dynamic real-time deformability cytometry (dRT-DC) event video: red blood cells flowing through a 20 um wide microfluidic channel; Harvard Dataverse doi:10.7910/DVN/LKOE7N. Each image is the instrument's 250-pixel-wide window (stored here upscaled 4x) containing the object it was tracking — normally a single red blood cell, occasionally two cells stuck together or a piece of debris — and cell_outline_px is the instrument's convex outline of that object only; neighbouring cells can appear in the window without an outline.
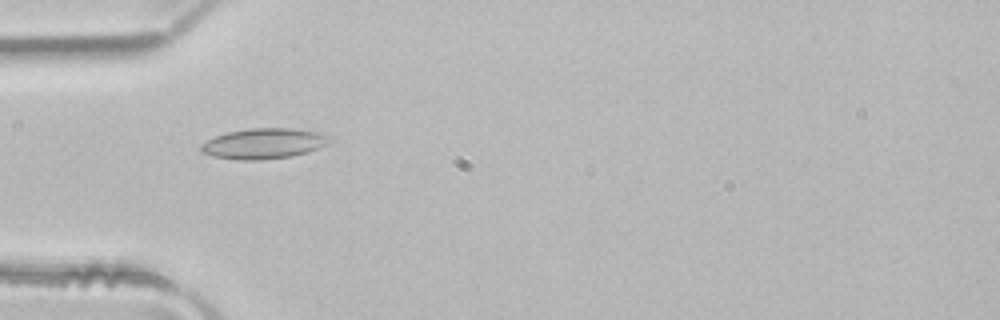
{"species": "common noctule bat (a hibernating species)", "species_latin": "Nyctalus noctula", "temperature_condition": "room temperature", "stored_images_in_passage": 5, "camera_frame_rate_fps": 3000, "um_per_image_px": 0.085, "animal": {"sex": "male", "body_mass_g": 21.5, "forearm_length_mm": 52.0}, "frame": {"image": 1, "passage_image": 4, "time_ms": 1.0, "image_size_px": [1000, 320], "cell_outline_px": [[332, 140], [316, 148], [292, 156], [260, 160], [240, 160], [212, 156], [200, 152], [200, 144], [216, 136], [228, 132], [252, 128], [292, 128], [316, 132], [332, 136]], "centroid_in_image_um": [22.38, 12.2], "position_along_channel_um": 62.6, "area_um2": 22.6}}
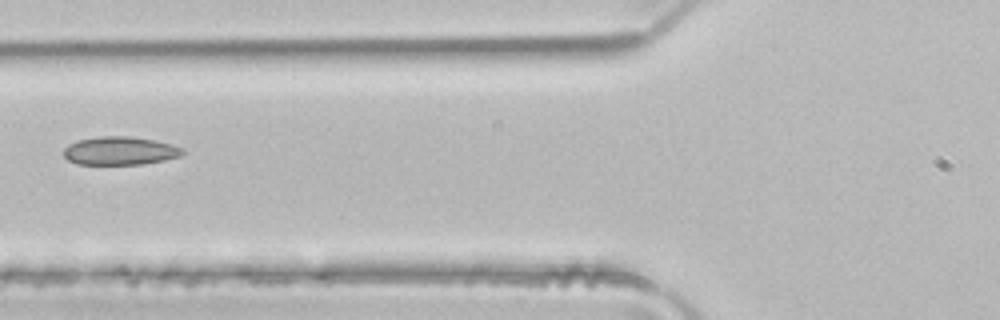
{"frame": {"image": 2, "passage_image": 5, "time_ms": 1.333, "image_size_px": [1000, 320], "cell_outline_px": [[188, 152], [180, 156], [164, 160], [144, 164], [76, 164], [68, 160], [64, 156], [64, 148], [68, 144], [80, 140], [100, 136], [128, 136], [156, 140], [172, 144], [184, 148]], "centroid_in_image_um": [10.25, 12.82], "position_along_channel_um": 115.6, "area_um2": 19.77}}